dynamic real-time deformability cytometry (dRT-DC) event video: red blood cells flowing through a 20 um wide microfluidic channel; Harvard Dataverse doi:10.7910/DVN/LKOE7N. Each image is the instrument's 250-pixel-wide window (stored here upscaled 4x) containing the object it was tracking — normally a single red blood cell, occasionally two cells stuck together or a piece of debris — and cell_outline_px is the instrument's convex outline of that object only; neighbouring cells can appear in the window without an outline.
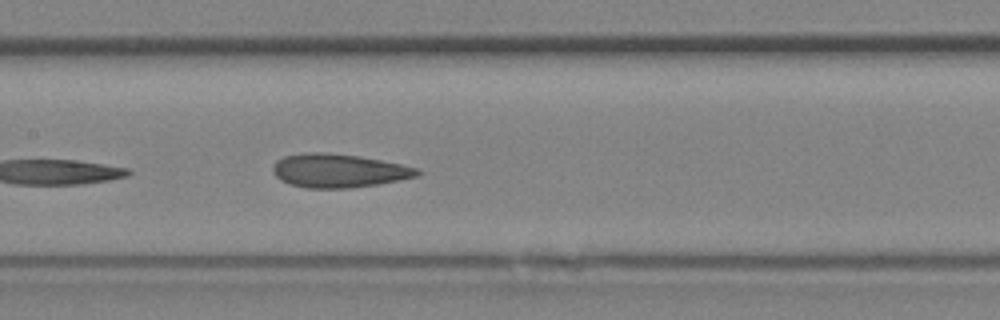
{"species": "Egyptian fruit bat (a non-hibernating species)", "species_latin": "Rousettus aegyptiacus", "temperature_condition": "room temperature", "stored_images_in_passage": 14, "camera_frame_rate_fps": 3000, "um_per_image_px": 0.085, "animal": {"sex": "female"}, "frame": {"image": 1, "passage_image": 14, "time_ms": 4.333, "image_size_px": [1000, 320], "cell_outline_px": [[424, 172], [420, 176], [376, 184], [352, 188], [308, 188], [292, 184], [280, 180], [272, 172], [272, 168], [276, 160], [284, 156], [304, 152], [328, 152], [360, 156], [400, 164], [416, 168]], "centroid_in_image_um": [28.78, 14.5], "position_along_channel_um": 178.6, "area_um2": 28.38}}